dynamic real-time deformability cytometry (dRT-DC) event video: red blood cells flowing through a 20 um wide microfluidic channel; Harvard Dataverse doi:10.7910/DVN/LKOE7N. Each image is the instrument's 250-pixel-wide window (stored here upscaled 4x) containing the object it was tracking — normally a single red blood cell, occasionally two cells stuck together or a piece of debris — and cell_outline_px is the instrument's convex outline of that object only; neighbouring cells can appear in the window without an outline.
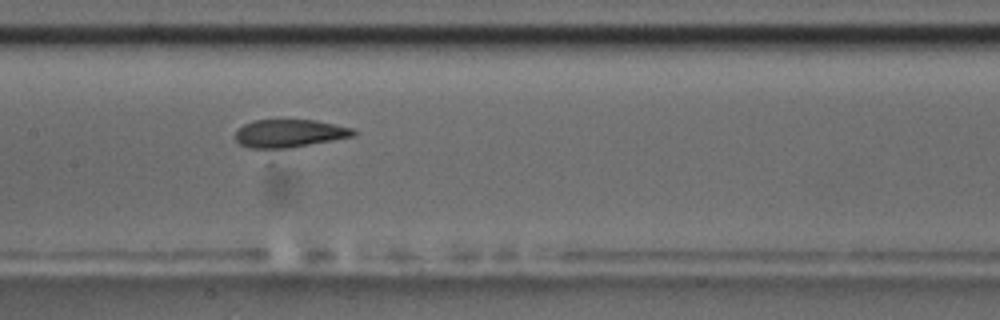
{"species": "common noctule bat (a hibernating species)", "species_latin": "Nyctalus noctula", "temperature_condition": "room temperature", "stored_images_in_passage": 9, "camera_frame_rate_fps": 3000, "um_per_image_px": 0.085, "animal": {"sex": "male", "body_mass_g": 17.5, "forearm_length_mm": 52.3}, "frame": {"image": 1, "passage_image": 8, "time_ms": 8.0, "image_size_px": [1000, 320], "cell_outline_px": [[356, 132], [352, 136], [332, 140], [288, 148], [248, 148], [240, 144], [236, 140], [236, 132], [244, 124], [256, 120], [316, 120], [352, 128]], "centroid_in_image_um": [24.58, 11.33], "position_along_channel_um": 182.8, "area_um2": 18.9}}